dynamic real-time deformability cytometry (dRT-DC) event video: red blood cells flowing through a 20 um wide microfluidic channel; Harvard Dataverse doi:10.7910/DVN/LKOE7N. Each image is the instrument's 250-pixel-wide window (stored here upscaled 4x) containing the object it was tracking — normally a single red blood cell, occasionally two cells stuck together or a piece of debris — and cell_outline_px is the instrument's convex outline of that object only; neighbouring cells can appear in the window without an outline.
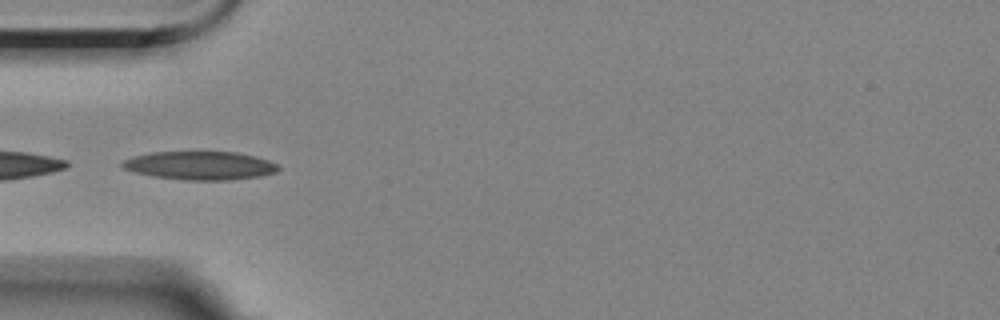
{"species": "Egyptian fruit bat (a non-hibernating species)", "species_latin": "Rousettus aegyptiacus", "temperature_condition": "room temperature", "stored_images_in_passage": 9, "camera_frame_rate_fps": 3000, "um_per_image_px": 0.085, "animal": {"sex": "female"}, "frame": {"image": 1, "passage_image": 4, "time_ms": 3.333, "image_size_px": [1000, 320], "cell_outline_px": [[280, 168], [276, 172], [260, 176], [228, 180], [184, 180], [152, 176], [136, 172], [124, 168], [120, 164], [124, 160], [136, 156], [152, 152], [236, 152], [268, 160], [276, 164]], "centroid_in_image_um": [17.01, 14.08], "position_along_channel_um": 68.0, "area_um2": 25.55}}
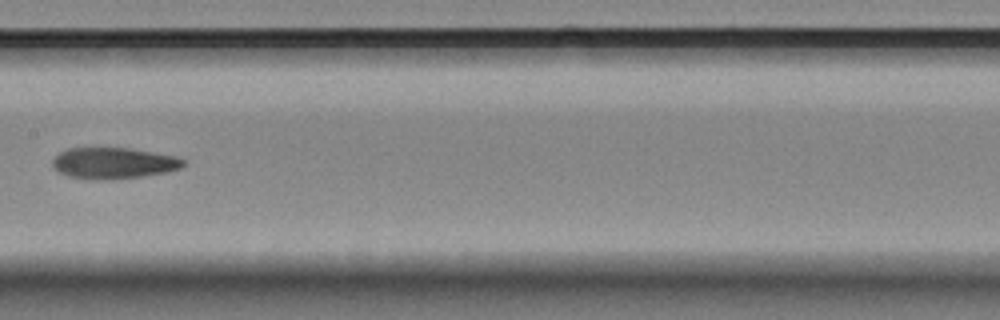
{"frame": {"image": 2, "passage_image": 7, "time_ms": 7.0, "image_size_px": [1000, 320], "cell_outline_px": [[184, 164], [180, 168], [164, 172], [140, 176], [112, 180], [88, 180], [68, 176], [56, 172], [52, 164], [52, 160], [60, 152], [68, 148], [128, 148], [176, 156], [184, 160]], "centroid_in_image_um": [9.58, 13.88], "position_along_channel_um": 197.8, "area_um2": 23.81}}
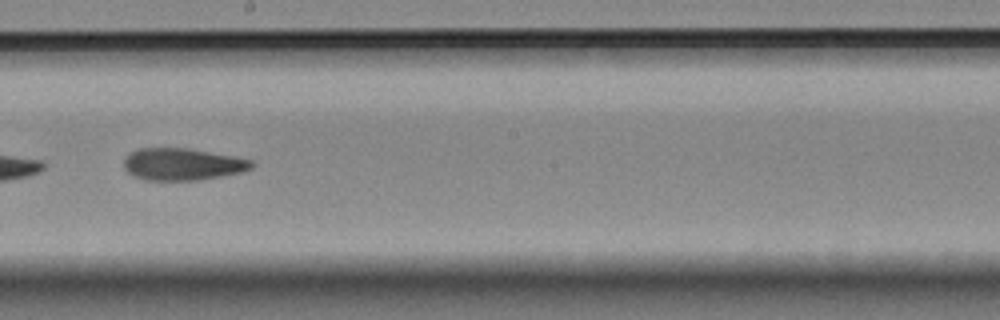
{"frame": {"image": 3, "passage_image": 8, "time_ms": 8.0, "image_size_px": [1000, 320], "cell_outline_px": [[256, 164], [252, 168], [244, 172], [200, 180], [144, 180], [128, 172], [124, 168], [124, 160], [132, 152], [140, 148], [188, 148], [232, 156], [252, 160]], "centroid_in_image_um": [15.56, 13.97], "position_along_channel_um": 232.6, "area_um2": 23.81}}